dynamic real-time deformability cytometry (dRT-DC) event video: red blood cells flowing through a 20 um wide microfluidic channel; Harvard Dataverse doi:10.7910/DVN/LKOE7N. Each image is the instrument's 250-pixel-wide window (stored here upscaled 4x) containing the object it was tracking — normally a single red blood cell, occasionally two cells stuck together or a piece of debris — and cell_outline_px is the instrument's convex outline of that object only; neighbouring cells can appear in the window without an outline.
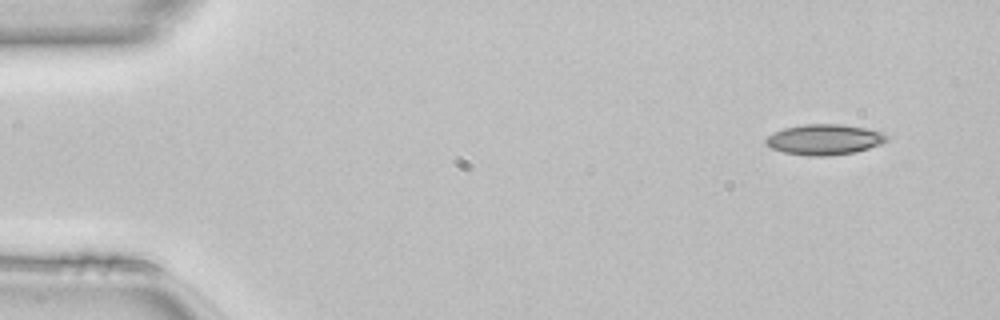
{"species": "common noctule bat (a hibernating species)", "species_latin": "Nyctalus noctula", "temperature_condition": "room temperature", "stored_images_in_passage": 1, "camera_frame_rate_fps": 3000, "um_per_image_px": 0.085, "animal": {"sex": "female", "body_mass_g": 22.7, "forearm_length_mm": 54.2}, "frame": {"image": 1, "passage_image": 1, "time_ms": 0.0, "image_size_px": [1000, 320], "cell_outline_px": [[868, 144], [860, 148], [844, 152], [800, 152], [800, 128], [848, 128], [868, 132]], "centroid_in_image_um": [70.71, 11.88], "position_along_channel_um": 14.3, "area_um2": 10.92}}